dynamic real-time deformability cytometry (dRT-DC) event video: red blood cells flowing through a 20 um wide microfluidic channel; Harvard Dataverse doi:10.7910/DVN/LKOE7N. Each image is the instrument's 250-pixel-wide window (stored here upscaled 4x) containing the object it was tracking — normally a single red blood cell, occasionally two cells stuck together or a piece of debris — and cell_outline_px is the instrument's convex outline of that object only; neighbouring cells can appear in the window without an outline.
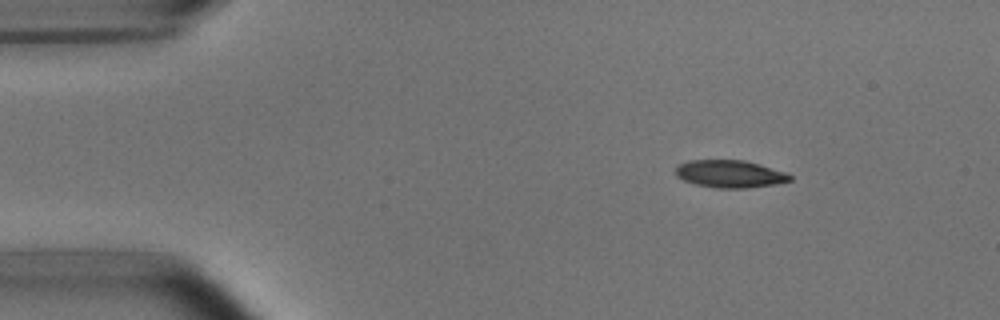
{"species": "common noctule bat (a hibernating species)", "species_latin": "Nyctalus noctula", "temperature_condition": "room temperature", "stored_images_in_passage": 4, "camera_frame_rate_fps": 3000, "um_per_image_px": 0.085, "animal": {"sex": "male", "body_mass_g": 15.6}, "frame": {"image": 1, "passage_image": 1, "time_ms": 0.0, "image_size_px": [1000, 320], "cell_outline_px": [[792, 180], [776, 184], [748, 188], [716, 188], [696, 184], [684, 180], [676, 176], [676, 168], [680, 164], [688, 160], [744, 160], [788, 172], [792, 176]], "centroid_in_image_um": [62.08, 14.78], "position_along_channel_um": 22.9, "area_um2": 18.38}}